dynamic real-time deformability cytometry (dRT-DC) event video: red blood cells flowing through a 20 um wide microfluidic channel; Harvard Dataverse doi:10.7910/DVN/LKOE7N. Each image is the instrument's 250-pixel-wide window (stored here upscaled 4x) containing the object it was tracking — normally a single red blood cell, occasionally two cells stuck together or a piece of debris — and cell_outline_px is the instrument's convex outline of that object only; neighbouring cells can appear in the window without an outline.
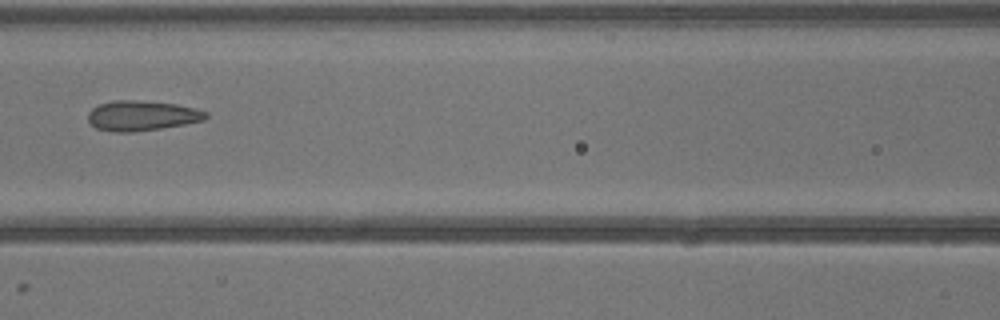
{"species": "common noctule bat (a hibernating species)", "species_latin": "Nyctalus noctula", "temperature_condition": "warm", "stored_images_in_passage": 11, "camera_frame_rate_fps": 3000, "um_per_image_px": 0.085, "animal": {"sex": "male", "body_mass_g": 13.3}, "frame": {"image": 1, "passage_image": 7, "time_ms": 2.0, "image_size_px": [1000, 320], "cell_outline_px": [[208, 116], [204, 120], [184, 124], [160, 128], [132, 132], [112, 132], [96, 128], [88, 120], [88, 112], [92, 108], [100, 104], [116, 100], [136, 100], [176, 104], [208, 112]], "centroid_in_image_um": [12.03, 9.83], "position_along_channel_um": 154.6, "area_um2": 20.46}}